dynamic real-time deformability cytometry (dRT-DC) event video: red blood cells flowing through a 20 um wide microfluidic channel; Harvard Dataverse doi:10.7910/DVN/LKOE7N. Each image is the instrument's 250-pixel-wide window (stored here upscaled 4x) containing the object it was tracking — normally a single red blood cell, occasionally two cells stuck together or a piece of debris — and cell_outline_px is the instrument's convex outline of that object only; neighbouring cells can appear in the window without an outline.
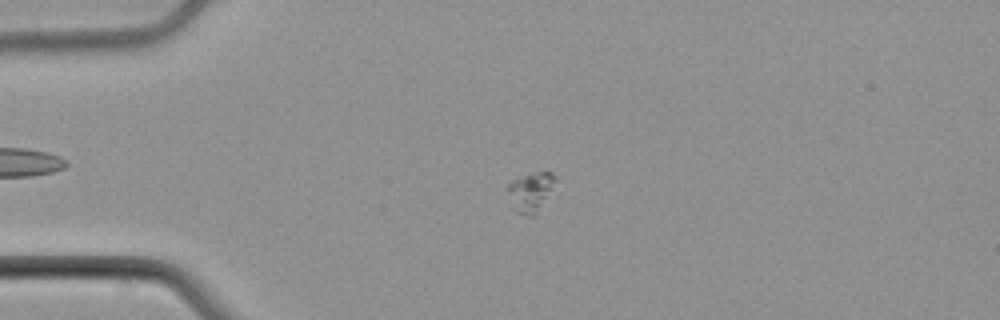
{"species": "common noctule bat (a hibernating species)", "species_latin": "Nyctalus noctula", "temperature_condition": "cold", "stored_images_in_passage": 5, "camera_frame_rate_fps": 3000, "um_per_image_px": 0.085, "animal": {"sex": "male", "body_mass_g": 21.5, "forearm_length_mm": 52.0}, "frame": {"image": 1, "passage_image": 4, "time_ms": 3.667, "image_size_px": [1000, 320], "cell_outline_px": [[556, 180], [536, 216], [524, 216], [516, 212], [504, 188], [512, 180], [524, 176], [540, 172], [552, 172]], "centroid_in_image_um": [45.05, 16.35], "position_along_channel_um": 39.9, "area_um2": 10.87}}